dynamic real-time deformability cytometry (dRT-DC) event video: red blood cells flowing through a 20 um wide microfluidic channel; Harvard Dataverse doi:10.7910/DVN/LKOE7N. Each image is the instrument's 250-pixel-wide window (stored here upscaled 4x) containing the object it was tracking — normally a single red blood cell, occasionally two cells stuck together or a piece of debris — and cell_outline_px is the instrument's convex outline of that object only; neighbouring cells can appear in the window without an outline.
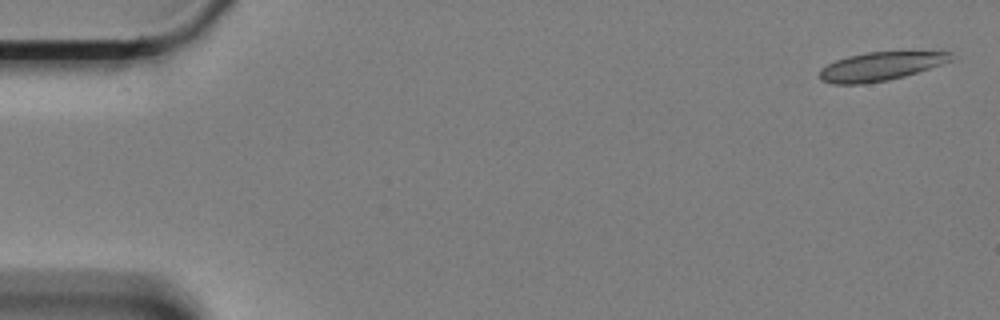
{"species": "Egyptian fruit bat (a non-hibernating species)", "species_latin": "Rousettus aegyptiacus", "temperature_condition": "cold", "stored_images_in_passage": 16, "camera_frame_rate_fps": 3000, "um_per_image_px": 0.085, "animal": {"sex": "female"}, "frame": {"image": 1, "passage_image": 1, "time_ms": 0.0, "image_size_px": [1000, 320], "cell_outline_px": [[952, 60], [904, 76], [888, 80], [864, 84], [832, 84], [820, 80], [816, 76], [820, 68], [836, 60], [848, 56], [868, 52], [952, 52]], "centroid_in_image_um": [74.73, 5.66], "position_along_channel_um": 10.3, "area_um2": 21.73}}
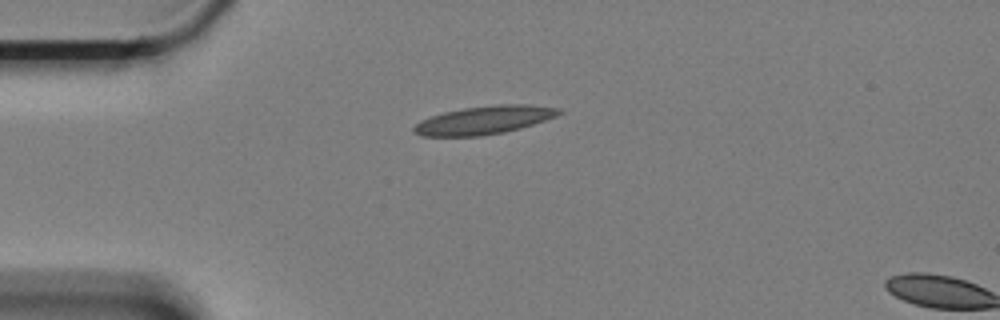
{"frame": {"image": 2, "passage_image": 14, "time_ms": 4.333, "image_size_px": [1000, 320], "cell_outline_px": [[564, 112], [556, 116], [520, 128], [504, 132], [480, 136], [420, 136], [412, 132], [412, 128], [420, 120], [444, 112], [464, 108], [496, 104], [528, 104], [560, 108]], "centroid_in_image_um": [41.14, 10.2], "position_along_channel_um": 43.9, "area_um2": 23.87}}